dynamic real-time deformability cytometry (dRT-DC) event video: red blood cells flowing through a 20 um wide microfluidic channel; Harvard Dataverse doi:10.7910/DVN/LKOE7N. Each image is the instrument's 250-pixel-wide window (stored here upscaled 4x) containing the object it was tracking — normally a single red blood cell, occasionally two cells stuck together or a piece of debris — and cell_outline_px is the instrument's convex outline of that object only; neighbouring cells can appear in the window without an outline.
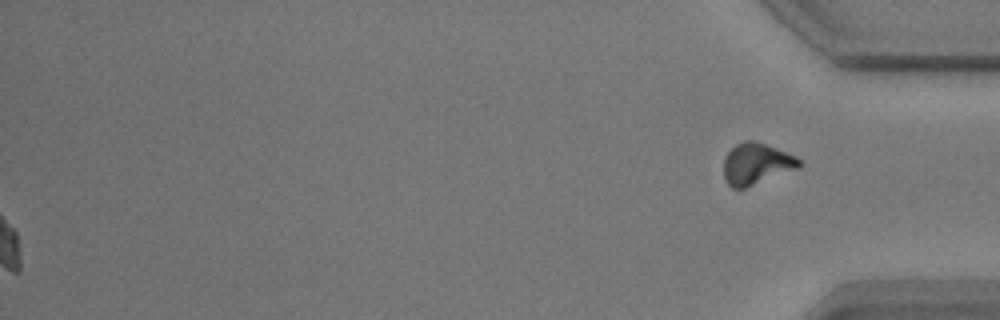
{"species": "common noctule bat (a hibernating species)", "species_latin": "Nyctalus noctula", "temperature_condition": "warm", "stored_images_in_passage": 48, "segment_of_instrument_passage": [2, 2], "camera_frame_rate_fps": 3000, "um_per_image_px": 0.085, "animal": {"sex": "male", "body_mass_g": 17.9}, "frame": {"image": 1, "passage_image": 48, "time_ms": 15.667, "image_size_px": [1000, 320], "cell_outline_px": [[804, 164], [800, 168], [744, 188], [732, 188], [724, 180], [724, 156], [736, 144], [744, 140], [756, 140], [796, 156]], "centroid_in_image_um": [64.3, 13.91], "position_along_channel_um": 370.9, "area_um2": 18.38}}